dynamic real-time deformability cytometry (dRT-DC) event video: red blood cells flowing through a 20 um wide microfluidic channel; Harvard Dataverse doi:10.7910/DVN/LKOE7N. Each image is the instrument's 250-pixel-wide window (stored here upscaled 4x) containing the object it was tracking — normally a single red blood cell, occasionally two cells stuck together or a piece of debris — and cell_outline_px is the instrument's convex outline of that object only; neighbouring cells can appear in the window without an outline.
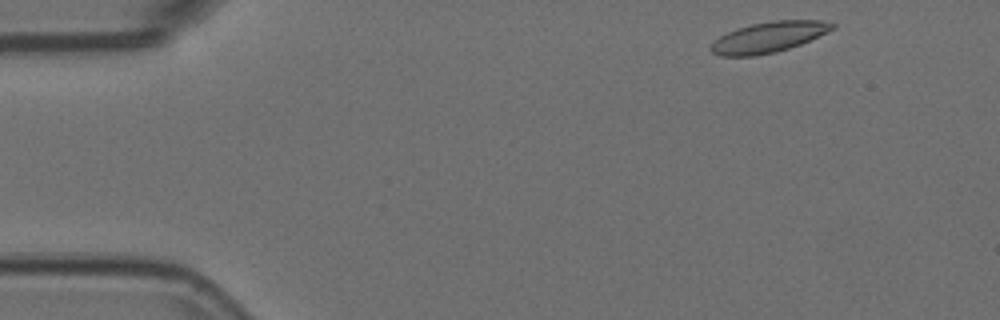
{"species": "Egyptian fruit bat (a non-hibernating species)", "species_latin": "Rousettus aegyptiacus", "temperature_condition": "room temperature", "stored_images_in_passage": 50, "camera_frame_rate_fps": 3000, "um_per_image_px": 0.085, "animal": {"sex": "female"}, "frame": {"image": 1, "passage_image": 2, "time_ms": 0.333, "image_size_px": [1000, 320], "cell_outline_px": [[836, 28], [800, 44], [776, 52], [756, 56], [720, 56], [712, 52], [708, 48], [720, 36], [736, 28], [752, 24], [772, 20], [820, 20], [836, 24]], "centroid_in_image_um": [65.33, 3.16], "position_along_channel_um": 19.7, "area_um2": 21.62}}
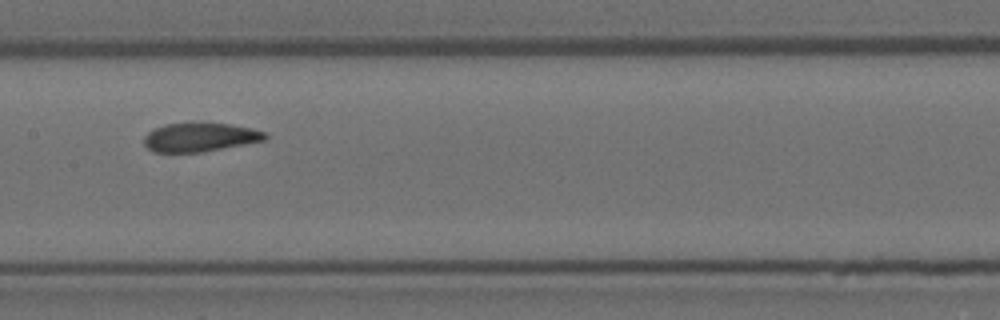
{"frame": {"image": 2, "passage_image": 23, "time_ms": 7.333, "image_size_px": [1000, 320], "cell_outline_px": [[268, 136], [264, 140], [200, 152], [152, 152], [144, 144], [144, 136], [148, 132], [164, 124], [192, 120], [228, 124], [252, 128], [264, 132]], "centroid_in_image_um": [16.94, 11.62], "position_along_channel_um": 190.5, "area_um2": 20.69}}
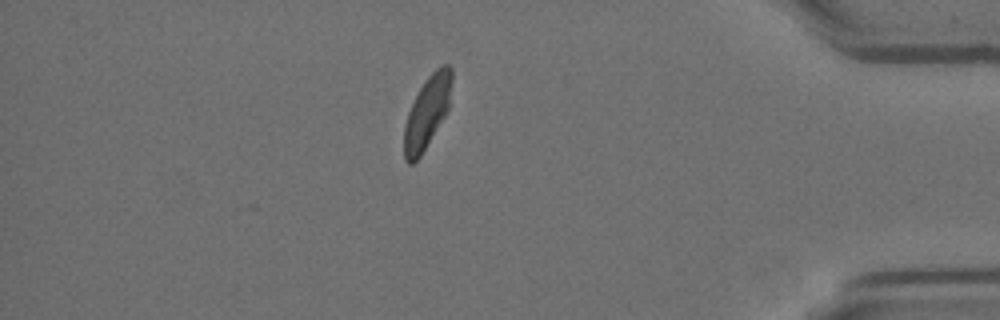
{"frame": {"image": 3, "passage_image": 43, "time_ms": 14.0, "image_size_px": [1000, 320], "cell_outline_px": [[452, 80], [448, 108], [444, 116], [420, 156], [412, 164], [408, 164], [404, 160], [404, 124], [408, 112], [424, 80], [440, 64], [448, 64], [452, 68]], "centroid_in_image_um": [36.29, 9.51], "position_along_channel_um": 398.9, "area_um2": 19.77}, "authors_computed_cell_mechanics": {"area_um2": 21.386, "velocity_mm_per_s": 3.7216, "shape_relaxation_time_tau1_ms": 4.4741, "shape_relaxation_time_tau2_ms": 1.3544, "deformation_change_tau1": 0.1351, "deformation_change_tau2": 0.0619}}